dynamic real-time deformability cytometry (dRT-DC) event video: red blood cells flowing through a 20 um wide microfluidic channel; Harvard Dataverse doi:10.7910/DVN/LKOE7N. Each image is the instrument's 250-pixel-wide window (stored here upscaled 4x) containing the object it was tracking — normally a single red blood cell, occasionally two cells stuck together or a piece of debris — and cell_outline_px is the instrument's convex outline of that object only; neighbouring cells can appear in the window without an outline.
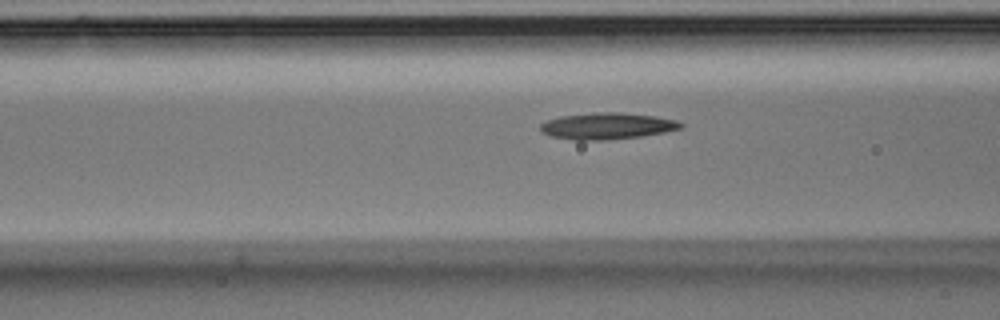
{"species": "Egyptian fruit bat (a non-hibernating species)", "species_latin": "Rousettus aegyptiacus", "temperature_condition": "room temperature", "stored_images_in_passage": 31, "camera_frame_rate_fps": 3000, "um_per_image_px": 0.085, "animal": {"sex": "male"}, "frame": {"image": 1, "passage_image": 9, "time_ms": 2.667, "image_size_px": [1000, 320], "cell_outline_px": [[684, 124], [680, 128], [664, 132], [640, 136], [608, 140], [576, 140], [552, 136], [540, 132], [540, 124], [548, 120], [560, 116], [600, 112], [620, 112], [656, 116], [676, 120]], "centroid_in_image_um": [51.59, 10.71], "position_along_channel_um": 115.0, "area_um2": 21.56}}
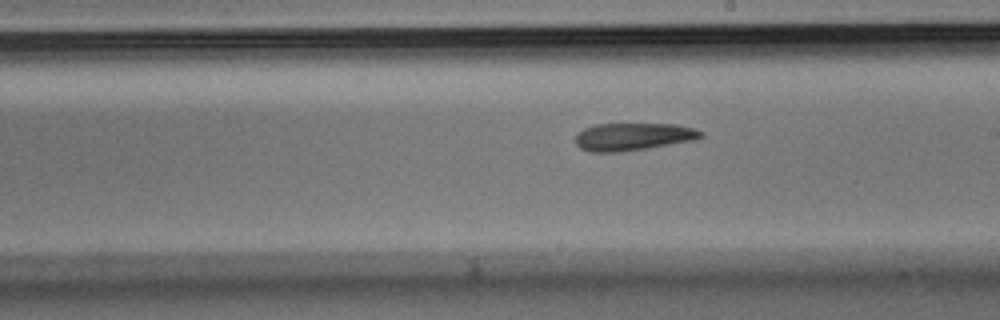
{"frame": {"image": 2, "passage_image": 19, "time_ms": 6.0, "image_size_px": [1000, 320], "cell_outline_px": [[704, 136], [696, 140], [648, 148], [620, 152], [588, 152], [580, 148], [576, 144], [576, 136], [584, 128], [596, 124], [676, 124], [692, 128], [704, 132]], "centroid_in_image_um": [53.83, 11.62], "position_along_channel_um": 235.2, "area_um2": 20.23}}
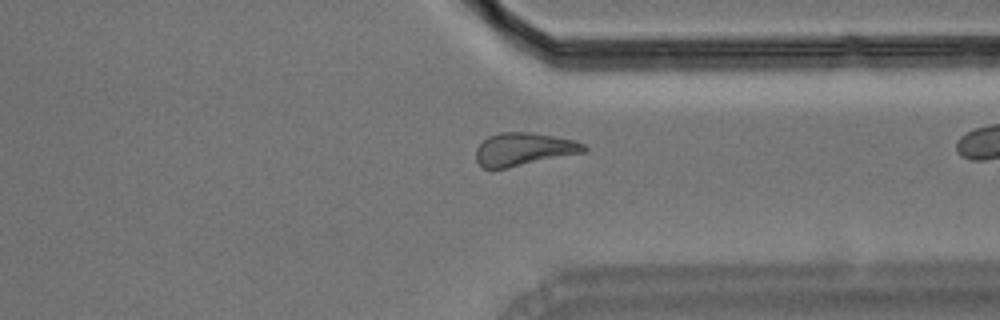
{"frame": {"image": 3, "passage_image": 30, "time_ms": 9.667, "image_size_px": [1000, 320], "cell_outline_px": [[588, 148], [584, 152], [492, 172], [484, 168], [476, 160], [476, 148], [488, 136], [500, 132], [532, 132], [576, 140], [584, 144]], "centroid_in_image_um": [44.49, 12.71], "position_along_channel_um": 366.9, "area_um2": 21.21}}